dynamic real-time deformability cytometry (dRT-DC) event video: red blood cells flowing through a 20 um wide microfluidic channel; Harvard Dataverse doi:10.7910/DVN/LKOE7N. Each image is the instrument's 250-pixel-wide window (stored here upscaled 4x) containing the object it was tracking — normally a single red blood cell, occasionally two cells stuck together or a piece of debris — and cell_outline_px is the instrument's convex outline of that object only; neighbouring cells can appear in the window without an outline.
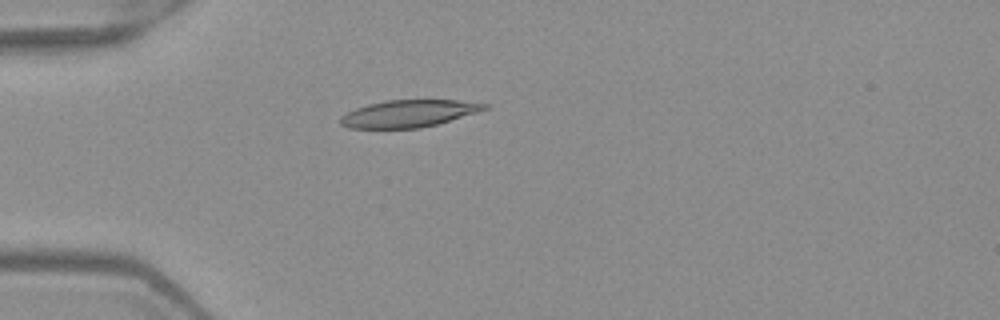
{"species": "Egyptian fruit bat (a non-hibernating species)", "species_latin": "Rousettus aegyptiacus", "temperature_condition": "warm", "stored_images_in_passage": 1, "camera_frame_rate_fps": 3000, "um_per_image_px": 0.085, "frame": {"image": 1, "passage_image": 1, "time_ms": 0.0, "image_size_px": [1000, 320], "cell_outline_px": [[488, 108], [476, 112], [436, 124], [420, 128], [348, 128], [340, 124], [340, 116], [356, 108], [368, 104], [388, 100], [456, 100], [488, 104]], "centroid_in_image_um": [34.69, 9.65], "position_along_channel_um": 50.3, "area_um2": 22.48}}